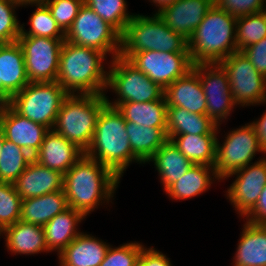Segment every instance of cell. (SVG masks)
Masks as SVG:
<instances>
[{
  "label": "cell",
  "instance_id": "52a82bcc",
  "mask_svg": "<svg viewBox=\"0 0 266 266\" xmlns=\"http://www.w3.org/2000/svg\"><path fill=\"white\" fill-rule=\"evenodd\" d=\"M106 68L108 77L104 95L107 105L116 108L120 103H145L164 96L163 88L120 55L112 59ZM108 89H112L117 96L114 102L106 96Z\"/></svg>",
  "mask_w": 266,
  "mask_h": 266
},
{
  "label": "cell",
  "instance_id": "8d00e7d4",
  "mask_svg": "<svg viewBox=\"0 0 266 266\" xmlns=\"http://www.w3.org/2000/svg\"><path fill=\"white\" fill-rule=\"evenodd\" d=\"M22 199L13 183L0 182V228L13 225L20 220Z\"/></svg>",
  "mask_w": 266,
  "mask_h": 266
},
{
  "label": "cell",
  "instance_id": "8992f818",
  "mask_svg": "<svg viewBox=\"0 0 266 266\" xmlns=\"http://www.w3.org/2000/svg\"><path fill=\"white\" fill-rule=\"evenodd\" d=\"M106 104L104 94H69L61 104L52 130L85 153L91 145L97 118Z\"/></svg>",
  "mask_w": 266,
  "mask_h": 266
},
{
  "label": "cell",
  "instance_id": "5b68a950",
  "mask_svg": "<svg viewBox=\"0 0 266 266\" xmlns=\"http://www.w3.org/2000/svg\"><path fill=\"white\" fill-rule=\"evenodd\" d=\"M189 53L188 40L170 29L158 14H136L121 34L120 56L128 59L142 51Z\"/></svg>",
  "mask_w": 266,
  "mask_h": 266
},
{
  "label": "cell",
  "instance_id": "cb8c5ba5",
  "mask_svg": "<svg viewBox=\"0 0 266 266\" xmlns=\"http://www.w3.org/2000/svg\"><path fill=\"white\" fill-rule=\"evenodd\" d=\"M233 266H266V225L243 224Z\"/></svg>",
  "mask_w": 266,
  "mask_h": 266
},
{
  "label": "cell",
  "instance_id": "7402d4cb",
  "mask_svg": "<svg viewBox=\"0 0 266 266\" xmlns=\"http://www.w3.org/2000/svg\"><path fill=\"white\" fill-rule=\"evenodd\" d=\"M7 251L11 255L50 253L46 247L44 228L21 220L3 229Z\"/></svg>",
  "mask_w": 266,
  "mask_h": 266
},
{
  "label": "cell",
  "instance_id": "7bdbcfd3",
  "mask_svg": "<svg viewBox=\"0 0 266 266\" xmlns=\"http://www.w3.org/2000/svg\"><path fill=\"white\" fill-rule=\"evenodd\" d=\"M137 266H173L170 258L156 248L144 246L138 257Z\"/></svg>",
  "mask_w": 266,
  "mask_h": 266
},
{
  "label": "cell",
  "instance_id": "ffe728a7",
  "mask_svg": "<svg viewBox=\"0 0 266 266\" xmlns=\"http://www.w3.org/2000/svg\"><path fill=\"white\" fill-rule=\"evenodd\" d=\"M167 107H182L196 114H207L204 91L198 74L191 69L164 89Z\"/></svg>",
  "mask_w": 266,
  "mask_h": 266
},
{
  "label": "cell",
  "instance_id": "5bb4252c",
  "mask_svg": "<svg viewBox=\"0 0 266 266\" xmlns=\"http://www.w3.org/2000/svg\"><path fill=\"white\" fill-rule=\"evenodd\" d=\"M127 60L163 89L193 67L190 53L149 50L132 54Z\"/></svg>",
  "mask_w": 266,
  "mask_h": 266
},
{
  "label": "cell",
  "instance_id": "816d5d0a",
  "mask_svg": "<svg viewBox=\"0 0 266 266\" xmlns=\"http://www.w3.org/2000/svg\"><path fill=\"white\" fill-rule=\"evenodd\" d=\"M2 108H3V106L0 104V113H1Z\"/></svg>",
  "mask_w": 266,
  "mask_h": 266
},
{
  "label": "cell",
  "instance_id": "e0dca14e",
  "mask_svg": "<svg viewBox=\"0 0 266 266\" xmlns=\"http://www.w3.org/2000/svg\"><path fill=\"white\" fill-rule=\"evenodd\" d=\"M213 5L214 0H177L158 15L170 29L188 40Z\"/></svg>",
  "mask_w": 266,
  "mask_h": 266
},
{
  "label": "cell",
  "instance_id": "277c9868",
  "mask_svg": "<svg viewBox=\"0 0 266 266\" xmlns=\"http://www.w3.org/2000/svg\"><path fill=\"white\" fill-rule=\"evenodd\" d=\"M236 21V17L213 5L188 39L193 64L220 63L237 52Z\"/></svg>",
  "mask_w": 266,
  "mask_h": 266
},
{
  "label": "cell",
  "instance_id": "8fae6325",
  "mask_svg": "<svg viewBox=\"0 0 266 266\" xmlns=\"http://www.w3.org/2000/svg\"><path fill=\"white\" fill-rule=\"evenodd\" d=\"M219 64L227 72L237 107L266 104V78L256 70L242 51L232 53Z\"/></svg>",
  "mask_w": 266,
  "mask_h": 266
},
{
  "label": "cell",
  "instance_id": "9c48e42d",
  "mask_svg": "<svg viewBox=\"0 0 266 266\" xmlns=\"http://www.w3.org/2000/svg\"><path fill=\"white\" fill-rule=\"evenodd\" d=\"M65 41L108 54L110 60L120 55L121 34L84 3L65 33Z\"/></svg>",
  "mask_w": 266,
  "mask_h": 266
},
{
  "label": "cell",
  "instance_id": "603a6c76",
  "mask_svg": "<svg viewBox=\"0 0 266 266\" xmlns=\"http://www.w3.org/2000/svg\"><path fill=\"white\" fill-rule=\"evenodd\" d=\"M86 216L73 208H67L65 211L57 214L44 226L46 247L49 252L56 251L60 254L70 242H72L82 232L78 230L81 221Z\"/></svg>",
  "mask_w": 266,
  "mask_h": 266
},
{
  "label": "cell",
  "instance_id": "ba28073f",
  "mask_svg": "<svg viewBox=\"0 0 266 266\" xmlns=\"http://www.w3.org/2000/svg\"><path fill=\"white\" fill-rule=\"evenodd\" d=\"M69 94L54 82H30L12 96L10 106L21 116L52 130L63 100Z\"/></svg>",
  "mask_w": 266,
  "mask_h": 266
},
{
  "label": "cell",
  "instance_id": "7a4b0ae2",
  "mask_svg": "<svg viewBox=\"0 0 266 266\" xmlns=\"http://www.w3.org/2000/svg\"><path fill=\"white\" fill-rule=\"evenodd\" d=\"M107 56L96 49L64 41L56 81L72 95L105 94L109 65ZM106 63V64H105Z\"/></svg>",
  "mask_w": 266,
  "mask_h": 266
},
{
  "label": "cell",
  "instance_id": "4fadbf2b",
  "mask_svg": "<svg viewBox=\"0 0 266 266\" xmlns=\"http://www.w3.org/2000/svg\"><path fill=\"white\" fill-rule=\"evenodd\" d=\"M192 69L198 74L204 91L207 115L217 125L225 123L237 106L230 90L227 72L219 63L193 64Z\"/></svg>",
  "mask_w": 266,
  "mask_h": 266
},
{
  "label": "cell",
  "instance_id": "1f68e13d",
  "mask_svg": "<svg viewBox=\"0 0 266 266\" xmlns=\"http://www.w3.org/2000/svg\"><path fill=\"white\" fill-rule=\"evenodd\" d=\"M219 135H175L171 141L195 165L214 166Z\"/></svg>",
  "mask_w": 266,
  "mask_h": 266
},
{
  "label": "cell",
  "instance_id": "836d02e7",
  "mask_svg": "<svg viewBox=\"0 0 266 266\" xmlns=\"http://www.w3.org/2000/svg\"><path fill=\"white\" fill-rule=\"evenodd\" d=\"M30 5L36 7L29 17L30 28L26 30L25 25L21 24L20 36L65 39V33L57 25L56 20L44 3H27L23 4L22 7H29Z\"/></svg>",
  "mask_w": 266,
  "mask_h": 266
},
{
  "label": "cell",
  "instance_id": "30bf717a",
  "mask_svg": "<svg viewBox=\"0 0 266 266\" xmlns=\"http://www.w3.org/2000/svg\"><path fill=\"white\" fill-rule=\"evenodd\" d=\"M225 135L222 144L217 138L216 160L213 166L221 181L240 168L254 163L252 161L256 154H264L250 122L239 128H233Z\"/></svg>",
  "mask_w": 266,
  "mask_h": 266
},
{
  "label": "cell",
  "instance_id": "c3c4849f",
  "mask_svg": "<svg viewBox=\"0 0 266 266\" xmlns=\"http://www.w3.org/2000/svg\"><path fill=\"white\" fill-rule=\"evenodd\" d=\"M21 5L27 4V3H44L47 0H17Z\"/></svg>",
  "mask_w": 266,
  "mask_h": 266
},
{
  "label": "cell",
  "instance_id": "60d3db41",
  "mask_svg": "<svg viewBox=\"0 0 266 266\" xmlns=\"http://www.w3.org/2000/svg\"><path fill=\"white\" fill-rule=\"evenodd\" d=\"M214 5L236 18L266 10V0H214Z\"/></svg>",
  "mask_w": 266,
  "mask_h": 266
},
{
  "label": "cell",
  "instance_id": "f6af8a7d",
  "mask_svg": "<svg viewBox=\"0 0 266 266\" xmlns=\"http://www.w3.org/2000/svg\"><path fill=\"white\" fill-rule=\"evenodd\" d=\"M250 124L253 126L254 131L257 134L261 150L264 152V155H266V111L263 112L258 120L256 119L252 121V123L250 122Z\"/></svg>",
  "mask_w": 266,
  "mask_h": 266
},
{
  "label": "cell",
  "instance_id": "f546056e",
  "mask_svg": "<svg viewBox=\"0 0 266 266\" xmlns=\"http://www.w3.org/2000/svg\"><path fill=\"white\" fill-rule=\"evenodd\" d=\"M117 110L125 121L143 127L167 128V103L165 96L150 102L120 103Z\"/></svg>",
  "mask_w": 266,
  "mask_h": 266
},
{
  "label": "cell",
  "instance_id": "d4e9b609",
  "mask_svg": "<svg viewBox=\"0 0 266 266\" xmlns=\"http://www.w3.org/2000/svg\"><path fill=\"white\" fill-rule=\"evenodd\" d=\"M0 81L12 96L30 83L23 51L17 41L0 43Z\"/></svg>",
  "mask_w": 266,
  "mask_h": 266
},
{
  "label": "cell",
  "instance_id": "3957f363",
  "mask_svg": "<svg viewBox=\"0 0 266 266\" xmlns=\"http://www.w3.org/2000/svg\"><path fill=\"white\" fill-rule=\"evenodd\" d=\"M84 154L111 169L120 179L132 163L143 164L132 152L125 119L117 108L107 104L97 118L91 145Z\"/></svg>",
  "mask_w": 266,
  "mask_h": 266
},
{
  "label": "cell",
  "instance_id": "f907efd6",
  "mask_svg": "<svg viewBox=\"0 0 266 266\" xmlns=\"http://www.w3.org/2000/svg\"><path fill=\"white\" fill-rule=\"evenodd\" d=\"M2 231H3V230L0 228V236H2V237H3V235H2Z\"/></svg>",
  "mask_w": 266,
  "mask_h": 266
},
{
  "label": "cell",
  "instance_id": "b9f144b4",
  "mask_svg": "<svg viewBox=\"0 0 266 266\" xmlns=\"http://www.w3.org/2000/svg\"><path fill=\"white\" fill-rule=\"evenodd\" d=\"M256 70L266 78V37L242 50Z\"/></svg>",
  "mask_w": 266,
  "mask_h": 266
},
{
  "label": "cell",
  "instance_id": "f35d334b",
  "mask_svg": "<svg viewBox=\"0 0 266 266\" xmlns=\"http://www.w3.org/2000/svg\"><path fill=\"white\" fill-rule=\"evenodd\" d=\"M144 246L136 241L123 243L118 247L110 245L99 266H137L138 257Z\"/></svg>",
  "mask_w": 266,
  "mask_h": 266
},
{
  "label": "cell",
  "instance_id": "4316f807",
  "mask_svg": "<svg viewBox=\"0 0 266 266\" xmlns=\"http://www.w3.org/2000/svg\"><path fill=\"white\" fill-rule=\"evenodd\" d=\"M217 125L207 114H196L182 107H167V136L171 140L175 135H217Z\"/></svg>",
  "mask_w": 266,
  "mask_h": 266
},
{
  "label": "cell",
  "instance_id": "7c38bea8",
  "mask_svg": "<svg viewBox=\"0 0 266 266\" xmlns=\"http://www.w3.org/2000/svg\"><path fill=\"white\" fill-rule=\"evenodd\" d=\"M65 39L37 36H19L17 42L22 48L26 73L30 82L56 81L61 47Z\"/></svg>",
  "mask_w": 266,
  "mask_h": 266
},
{
  "label": "cell",
  "instance_id": "9a60e30c",
  "mask_svg": "<svg viewBox=\"0 0 266 266\" xmlns=\"http://www.w3.org/2000/svg\"><path fill=\"white\" fill-rule=\"evenodd\" d=\"M235 177L227 188L226 197L239 217L244 218L256 205L266 185V155L228 175Z\"/></svg>",
  "mask_w": 266,
  "mask_h": 266
},
{
  "label": "cell",
  "instance_id": "83f0119b",
  "mask_svg": "<svg viewBox=\"0 0 266 266\" xmlns=\"http://www.w3.org/2000/svg\"><path fill=\"white\" fill-rule=\"evenodd\" d=\"M68 206L64 189L22 200L20 220L43 227Z\"/></svg>",
  "mask_w": 266,
  "mask_h": 266
},
{
  "label": "cell",
  "instance_id": "f1b7e54d",
  "mask_svg": "<svg viewBox=\"0 0 266 266\" xmlns=\"http://www.w3.org/2000/svg\"><path fill=\"white\" fill-rule=\"evenodd\" d=\"M149 162H153L164 191L193 165L171 140H167L147 161Z\"/></svg>",
  "mask_w": 266,
  "mask_h": 266
},
{
  "label": "cell",
  "instance_id": "681fc988",
  "mask_svg": "<svg viewBox=\"0 0 266 266\" xmlns=\"http://www.w3.org/2000/svg\"><path fill=\"white\" fill-rule=\"evenodd\" d=\"M4 134H3V131L0 129V155H1V151H2V145H3V142H4Z\"/></svg>",
  "mask_w": 266,
  "mask_h": 266
},
{
  "label": "cell",
  "instance_id": "e575fe53",
  "mask_svg": "<svg viewBox=\"0 0 266 266\" xmlns=\"http://www.w3.org/2000/svg\"><path fill=\"white\" fill-rule=\"evenodd\" d=\"M84 4L113 26L120 34L125 31L126 25L135 15L128 11L126 0H84Z\"/></svg>",
  "mask_w": 266,
  "mask_h": 266
},
{
  "label": "cell",
  "instance_id": "d6a6232c",
  "mask_svg": "<svg viewBox=\"0 0 266 266\" xmlns=\"http://www.w3.org/2000/svg\"><path fill=\"white\" fill-rule=\"evenodd\" d=\"M34 157L4 138L0 155V182L14 183Z\"/></svg>",
  "mask_w": 266,
  "mask_h": 266
},
{
  "label": "cell",
  "instance_id": "6da1fadb",
  "mask_svg": "<svg viewBox=\"0 0 266 266\" xmlns=\"http://www.w3.org/2000/svg\"><path fill=\"white\" fill-rule=\"evenodd\" d=\"M120 180L111 169L84 154L64 174L68 206L87 217L101 205L112 203Z\"/></svg>",
  "mask_w": 266,
  "mask_h": 266
},
{
  "label": "cell",
  "instance_id": "d6986e66",
  "mask_svg": "<svg viewBox=\"0 0 266 266\" xmlns=\"http://www.w3.org/2000/svg\"><path fill=\"white\" fill-rule=\"evenodd\" d=\"M63 181L64 174L33 159L13 184L23 200L62 190Z\"/></svg>",
  "mask_w": 266,
  "mask_h": 266
},
{
  "label": "cell",
  "instance_id": "4dcf8cb0",
  "mask_svg": "<svg viewBox=\"0 0 266 266\" xmlns=\"http://www.w3.org/2000/svg\"><path fill=\"white\" fill-rule=\"evenodd\" d=\"M126 133L133 154L143 163L168 140L167 128L143 127L126 121Z\"/></svg>",
  "mask_w": 266,
  "mask_h": 266
},
{
  "label": "cell",
  "instance_id": "ac0fdd59",
  "mask_svg": "<svg viewBox=\"0 0 266 266\" xmlns=\"http://www.w3.org/2000/svg\"><path fill=\"white\" fill-rule=\"evenodd\" d=\"M84 152L62 135L49 130L43 139L40 150L34 160L49 169L65 174L82 156Z\"/></svg>",
  "mask_w": 266,
  "mask_h": 266
},
{
  "label": "cell",
  "instance_id": "ab89813d",
  "mask_svg": "<svg viewBox=\"0 0 266 266\" xmlns=\"http://www.w3.org/2000/svg\"><path fill=\"white\" fill-rule=\"evenodd\" d=\"M83 3L84 0H47L44 2L64 33L71 27Z\"/></svg>",
  "mask_w": 266,
  "mask_h": 266
},
{
  "label": "cell",
  "instance_id": "74e56055",
  "mask_svg": "<svg viewBox=\"0 0 266 266\" xmlns=\"http://www.w3.org/2000/svg\"><path fill=\"white\" fill-rule=\"evenodd\" d=\"M19 7L17 0H0V43L15 42L20 36L21 23L15 11Z\"/></svg>",
  "mask_w": 266,
  "mask_h": 266
},
{
  "label": "cell",
  "instance_id": "ee69618b",
  "mask_svg": "<svg viewBox=\"0 0 266 266\" xmlns=\"http://www.w3.org/2000/svg\"><path fill=\"white\" fill-rule=\"evenodd\" d=\"M245 219L256 225H266V185L255 207L245 216Z\"/></svg>",
  "mask_w": 266,
  "mask_h": 266
},
{
  "label": "cell",
  "instance_id": "bcb514c9",
  "mask_svg": "<svg viewBox=\"0 0 266 266\" xmlns=\"http://www.w3.org/2000/svg\"><path fill=\"white\" fill-rule=\"evenodd\" d=\"M177 0H149V2L153 3L152 5L157 7V12L155 10L154 14L160 13L163 9L169 7L173 3H175Z\"/></svg>",
  "mask_w": 266,
  "mask_h": 266
},
{
  "label": "cell",
  "instance_id": "7dc6e473",
  "mask_svg": "<svg viewBox=\"0 0 266 266\" xmlns=\"http://www.w3.org/2000/svg\"><path fill=\"white\" fill-rule=\"evenodd\" d=\"M12 95L3 87L0 81V104L4 107L10 105Z\"/></svg>",
  "mask_w": 266,
  "mask_h": 266
},
{
  "label": "cell",
  "instance_id": "44dd1931",
  "mask_svg": "<svg viewBox=\"0 0 266 266\" xmlns=\"http://www.w3.org/2000/svg\"><path fill=\"white\" fill-rule=\"evenodd\" d=\"M110 244L82 232L58 254L59 266H99Z\"/></svg>",
  "mask_w": 266,
  "mask_h": 266
},
{
  "label": "cell",
  "instance_id": "2e32d148",
  "mask_svg": "<svg viewBox=\"0 0 266 266\" xmlns=\"http://www.w3.org/2000/svg\"><path fill=\"white\" fill-rule=\"evenodd\" d=\"M0 129L5 139L24 148L33 157L40 150L44 136L49 131L44 125L21 116L10 105L1 110Z\"/></svg>",
  "mask_w": 266,
  "mask_h": 266
},
{
  "label": "cell",
  "instance_id": "484cf974",
  "mask_svg": "<svg viewBox=\"0 0 266 266\" xmlns=\"http://www.w3.org/2000/svg\"><path fill=\"white\" fill-rule=\"evenodd\" d=\"M216 181L221 182L213 166L193 164L179 180L172 183L164 192L172 200L184 201L207 192Z\"/></svg>",
  "mask_w": 266,
  "mask_h": 266
},
{
  "label": "cell",
  "instance_id": "d590c367",
  "mask_svg": "<svg viewBox=\"0 0 266 266\" xmlns=\"http://www.w3.org/2000/svg\"><path fill=\"white\" fill-rule=\"evenodd\" d=\"M266 37V11L249 14L237 18L236 44L237 50L261 41Z\"/></svg>",
  "mask_w": 266,
  "mask_h": 266
}]
</instances>
